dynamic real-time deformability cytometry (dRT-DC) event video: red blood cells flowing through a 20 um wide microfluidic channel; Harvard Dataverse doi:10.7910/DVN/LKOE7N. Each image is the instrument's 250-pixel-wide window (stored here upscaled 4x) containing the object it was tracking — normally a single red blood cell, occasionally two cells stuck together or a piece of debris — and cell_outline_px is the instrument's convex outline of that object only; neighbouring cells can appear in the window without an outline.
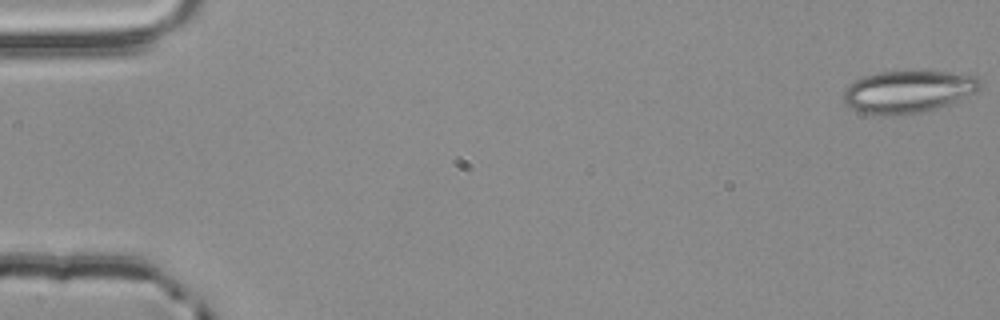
{"species": "common noctule bat (a hibernating species)", "species_latin": "Nyctalus noctula", "temperature_condition": "room temperature", "stored_images_in_passage": 55, "camera_frame_rate_fps": 3000, "um_per_image_px": 0.085, "animal": {"sex": "male", "body_mass_g": 20.4}, "frame": {"image": 1, "passage_image": 1, "time_ms": 0.0, "image_size_px": [1000, 320], "cell_outline_px": [[984, 84], [976, 92], [936, 108], [920, 112], [860, 112], [848, 108], [844, 100], [844, 92], [856, 80], [864, 76], [876, 72], [952, 72], [976, 76]], "centroid_in_image_um": [77.23, 7.74], "position_along_channel_um": 7.8, "area_um2": 32.43}}
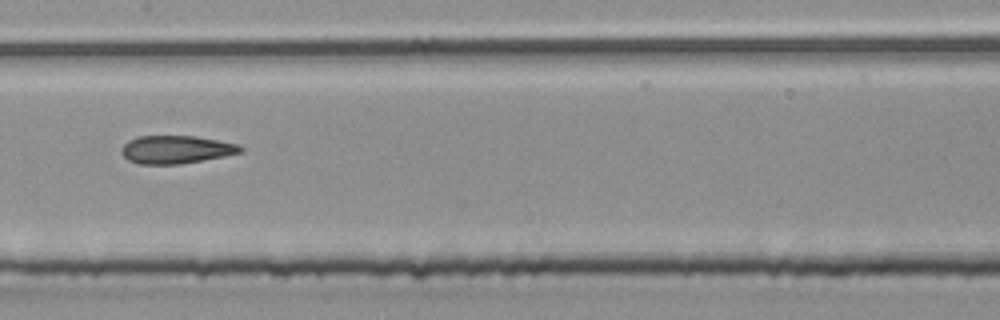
{"frame": {"image": 2, "passage_image": 28, "time_ms": 9.0, "image_size_px": [1000, 320], "cell_outline_px": [[244, 152], [224, 156], [180, 164], [140, 164], [128, 160], [120, 152], [124, 144], [128, 140], [140, 136], [196, 136], [240, 144], [244, 148]], "centroid_in_image_um": [15.0, 12.71], "position_along_channel_um": 192.4, "area_um2": 19.48}}
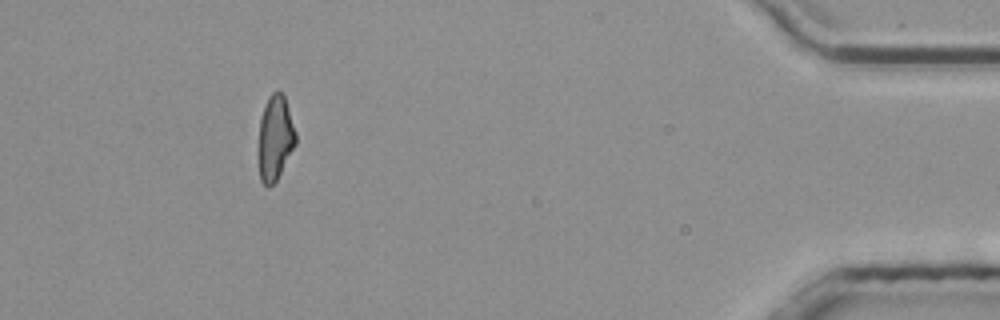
{"frame": {"image": 3, "passage_image": 50, "time_ms": 16.333, "image_size_px": [1000, 320], "cell_outline_px": [[296, 144], [276, 180], [268, 188], [260, 180], [260, 116], [264, 104], [268, 96], [276, 88], [284, 96], [296, 132]], "centroid_in_image_um": [23.4, 11.67], "position_along_channel_um": 411.8, "area_um2": 18.09}, "authors_computed_cell_mechanics": {"area_um2": 19.7098, "velocity_mm_per_s": 3.8648, "shape_relaxation_time_tau1_ms": null, "shape_relaxation_time_tau2_ms": 4.0587, "deformation_change_tau1": null, "deformation_change_tau2": 0.1217}}